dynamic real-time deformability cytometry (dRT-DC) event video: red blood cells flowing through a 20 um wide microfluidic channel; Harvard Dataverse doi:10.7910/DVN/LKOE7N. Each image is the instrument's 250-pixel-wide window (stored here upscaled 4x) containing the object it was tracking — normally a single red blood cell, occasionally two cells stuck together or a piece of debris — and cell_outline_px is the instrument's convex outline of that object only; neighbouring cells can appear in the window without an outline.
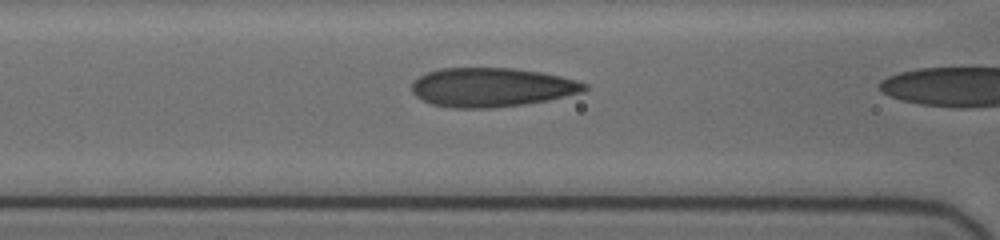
{"species": "human", "species_latin": "Homo sapiens", "temperature_condition": "cold", "stored_images_in_passage": 11, "camera_frame_rate_fps": 3000, "um_per_image_px": 0.085, "donor": {"sex": "female"}, "frame": {"image": 1, "passage_image": 6, "time_ms": 2.333, "image_size_px": [1000, 240], "cell_outline_px": [[588, 88], [584, 92], [548, 100], [524, 104], [492, 108], [452, 108], [432, 104], [416, 96], [412, 92], [412, 84], [420, 76], [428, 72], [440, 68], [512, 68], [540, 72], [560, 76], [576, 80], [588, 84]], "centroid_in_image_um": [41.81, 7.42], "position_along_channel_um": 124.8, "area_um2": 39.25}}
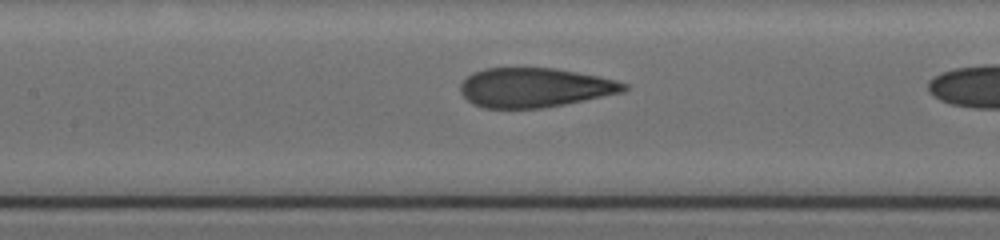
{"frame": {"image": 2, "passage_image": 10, "time_ms": 3.333, "image_size_px": [1000, 240], "cell_outline_px": [[628, 88], [624, 92], [564, 104], [540, 108], [484, 108], [472, 104], [460, 92], [460, 84], [472, 72], [484, 68], [556, 68], [600, 76], [616, 80], [628, 84]], "centroid_in_image_um": [45.45, 7.44], "position_along_channel_um": 162.0, "area_um2": 37.63}}